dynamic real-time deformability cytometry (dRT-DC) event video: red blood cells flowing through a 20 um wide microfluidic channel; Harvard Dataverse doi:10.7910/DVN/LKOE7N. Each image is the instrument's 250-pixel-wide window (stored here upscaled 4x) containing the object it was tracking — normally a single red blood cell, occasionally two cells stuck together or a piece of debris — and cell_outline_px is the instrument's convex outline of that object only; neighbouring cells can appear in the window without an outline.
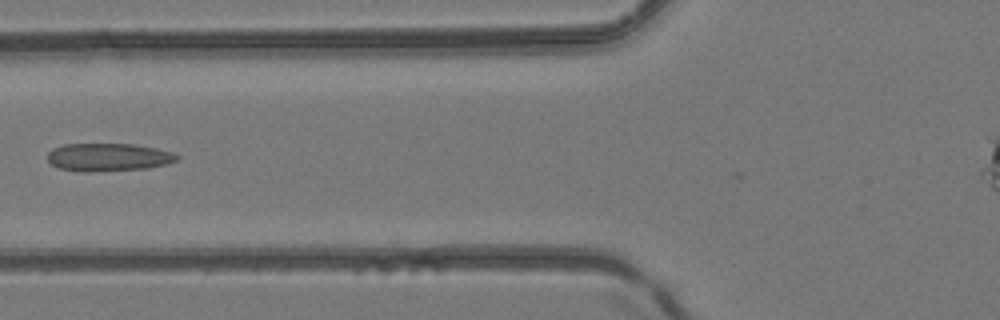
{"species": "common noctule bat (a hibernating species)", "species_latin": "Nyctalus noctula", "temperature_condition": "room temperature", "stored_images_in_passage": 5, "camera_frame_rate_fps": 3000, "um_per_image_px": 0.085, "animal": {"sex": "female", "body_mass_g": 24.6, "forearm_length_mm": 56.2}, "frame": {"image": 1, "passage_image": 5, "time_ms": 1.333, "image_size_px": [1000, 320], "cell_outline_px": [[180, 156], [176, 160], [168, 164], [148, 168], [92, 172], [80, 172], [60, 168], [52, 164], [48, 160], [48, 152], [52, 148], [64, 144], [132, 144], [156, 148], [172, 152]], "centroid_in_image_um": [9.21, 13.36], "position_along_channel_um": 116.6, "area_um2": 21.15}}